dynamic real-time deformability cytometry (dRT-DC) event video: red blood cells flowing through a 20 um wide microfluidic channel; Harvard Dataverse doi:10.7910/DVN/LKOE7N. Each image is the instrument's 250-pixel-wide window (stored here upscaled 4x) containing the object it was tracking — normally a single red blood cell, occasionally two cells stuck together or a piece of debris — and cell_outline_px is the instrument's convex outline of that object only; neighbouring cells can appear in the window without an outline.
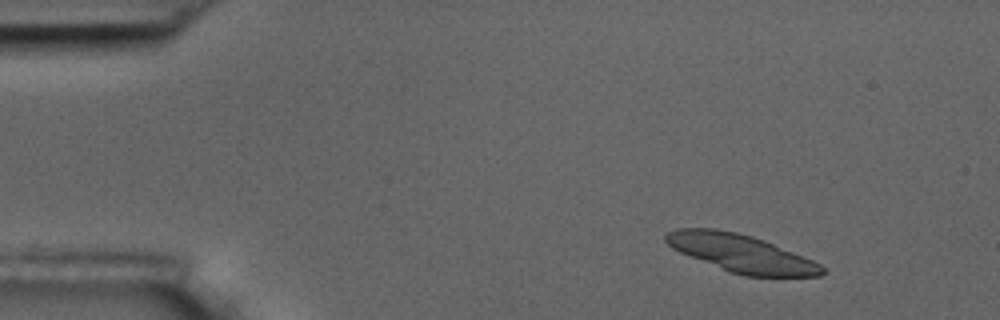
{"species": "common noctule bat (a hibernating species)", "species_latin": "Nyctalus noctula", "temperature_condition": "room temperature", "stored_images_in_passage": 5, "camera_frame_rate_fps": 3000, "um_per_image_px": 0.085, "animal": {"sex": "male", "body_mass_g": 17.5, "forearm_length_mm": 52.3}, "frame": {"image": 1, "passage_image": 2, "time_ms": 1.333, "image_size_px": [1000, 320], "cell_outline_px": [[824, 272], [820, 276], [744, 276], [732, 272], [680, 252], [672, 248], [664, 240], [664, 236], [668, 232], [676, 228], [716, 228], [736, 232], [752, 236], [764, 240], [812, 260], [820, 264], [824, 268]], "centroid_in_image_um": [62.98, 21.51], "position_along_channel_um": 22.0, "area_um2": 33.81}}